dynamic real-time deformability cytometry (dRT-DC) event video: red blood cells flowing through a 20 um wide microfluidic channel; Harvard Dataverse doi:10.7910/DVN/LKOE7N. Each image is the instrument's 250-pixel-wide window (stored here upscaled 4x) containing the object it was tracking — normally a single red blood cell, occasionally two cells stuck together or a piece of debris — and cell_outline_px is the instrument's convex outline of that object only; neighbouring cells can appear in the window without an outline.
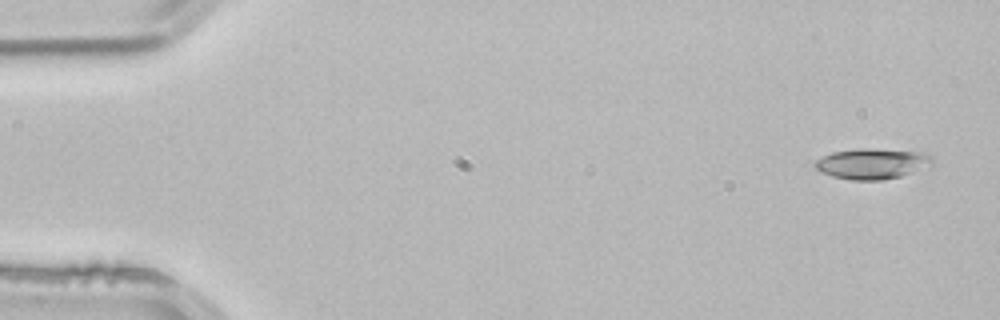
{"species": "common noctule bat (a hibernating species)", "species_latin": "Nyctalus noctula", "temperature_condition": "room temperature", "stored_images_in_passage": 4, "camera_frame_rate_fps": 3000, "um_per_image_px": 0.085, "animal": {"sex": "male", "body_mass_g": 21.5, "forearm_length_mm": 52.0}, "frame": {"image": 1, "passage_image": 1, "time_ms": 0.0, "image_size_px": [1000, 320], "cell_outline_px": [[932, 168], [884, 180], [848, 180], [832, 176], [820, 172], [812, 164], [816, 160], [832, 152], [860, 148], [872, 148], [924, 152], [932, 160]], "centroid_in_image_um": [74.16, 13.92], "position_along_channel_um": 10.8, "area_um2": 21.27}}
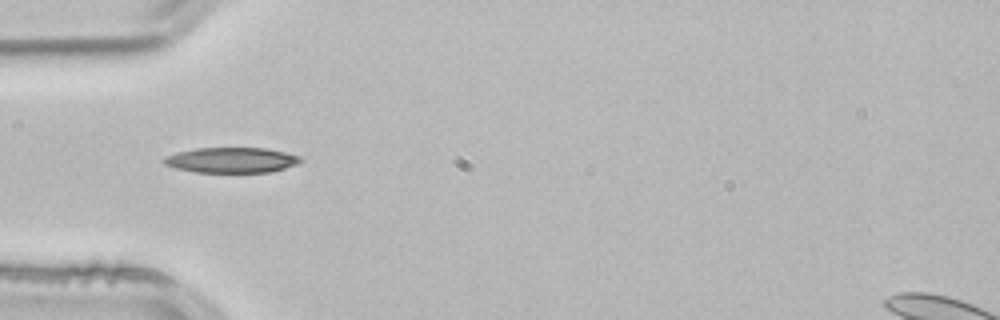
{"frame": {"image": 2, "passage_image": 4, "time_ms": 1.0, "image_size_px": [1000, 320], "cell_outline_px": [[304, 160], [296, 164], [272, 172], [196, 172], [176, 168], [164, 164], [160, 160], [164, 156], [176, 152], [196, 148], [268, 148], [300, 156]], "centroid_in_image_um": [19.65, 13.6], "position_along_channel_um": 65.4, "area_um2": 20.29}}